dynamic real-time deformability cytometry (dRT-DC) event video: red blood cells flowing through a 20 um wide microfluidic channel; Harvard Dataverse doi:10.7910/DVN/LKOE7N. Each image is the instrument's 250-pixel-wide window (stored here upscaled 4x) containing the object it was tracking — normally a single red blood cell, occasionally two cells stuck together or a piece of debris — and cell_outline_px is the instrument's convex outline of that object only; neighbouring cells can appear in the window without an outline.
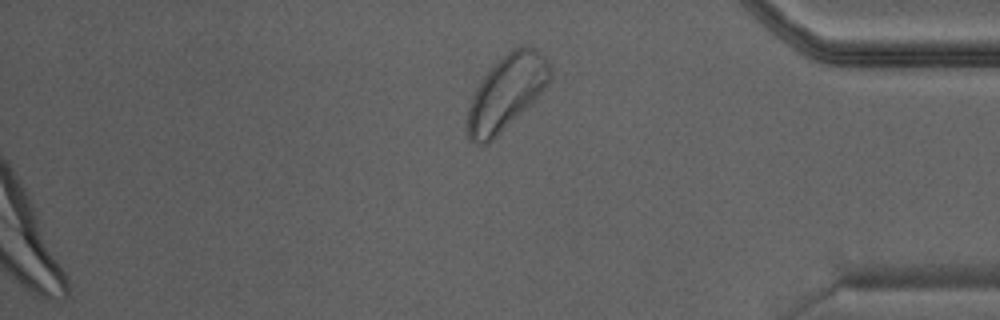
{"species": "Egyptian fruit bat (a non-hibernating species)", "species_latin": "Rousettus aegyptiacus", "temperature_condition": "warm", "stored_images_in_passage": 25, "camera_frame_rate_fps": 3000, "um_per_image_px": 0.085, "animal": {"sex": "male"}, "frame": {"image": 1, "passage_image": 25, "time_ms": 8.0, "image_size_px": [1000, 320], "cell_outline_px": [[552, 80], [488, 144], [476, 144], [468, 136], [468, 108], [472, 96], [476, 88], [488, 68], [512, 48], [524, 44], [532, 44], [548, 60], [552, 72]], "centroid_in_image_um": [43.06, 7.77], "position_along_channel_um": 392.1, "area_um2": 35.49}}